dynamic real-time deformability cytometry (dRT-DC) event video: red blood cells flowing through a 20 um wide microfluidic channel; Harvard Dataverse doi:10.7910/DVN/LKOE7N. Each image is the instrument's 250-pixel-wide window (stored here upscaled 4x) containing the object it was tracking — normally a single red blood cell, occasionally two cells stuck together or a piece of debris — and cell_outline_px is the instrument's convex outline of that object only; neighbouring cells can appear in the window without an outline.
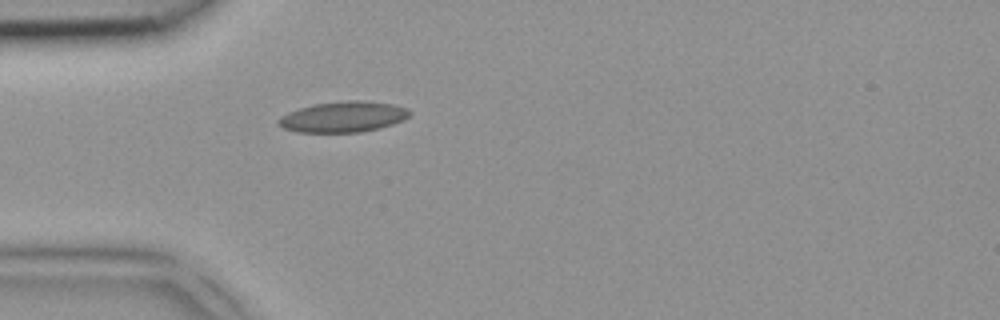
{"species": "common noctule bat (a hibernating species)", "species_latin": "Nyctalus noctula", "temperature_condition": "room temperature", "stored_images_in_passage": 1, "camera_frame_rate_fps": 3000, "um_per_image_px": 0.085, "animal": {"sex": "female", "body_mass_g": 18.4}, "frame": {"image": 1, "passage_image": 1, "time_ms": 0.0, "image_size_px": [1000, 320], "cell_outline_px": [[412, 112], [404, 120], [380, 128], [360, 132], [296, 132], [284, 128], [276, 124], [276, 120], [280, 116], [288, 112], [300, 108], [316, 104], [348, 100], [360, 100], [392, 104], [408, 108]], "centroid_in_image_um": [29.17, 9.93], "position_along_channel_um": 55.8, "area_um2": 23.52}}